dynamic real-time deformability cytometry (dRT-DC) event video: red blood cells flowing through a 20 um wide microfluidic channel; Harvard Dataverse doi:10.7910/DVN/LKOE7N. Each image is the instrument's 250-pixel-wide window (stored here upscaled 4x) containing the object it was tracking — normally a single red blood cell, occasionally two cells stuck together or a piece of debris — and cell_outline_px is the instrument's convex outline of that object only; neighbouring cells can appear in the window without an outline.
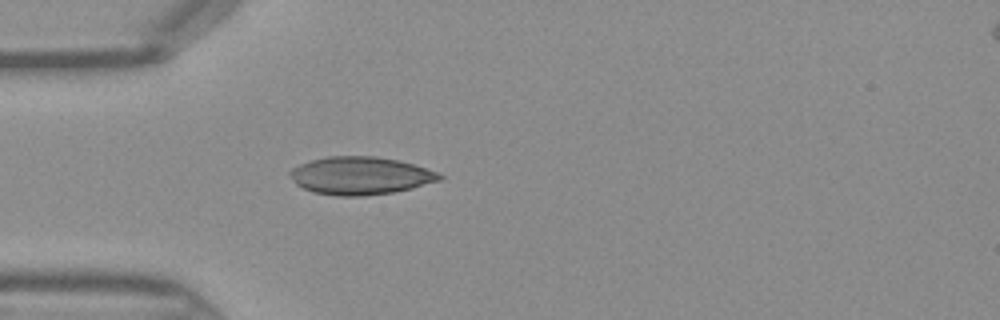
{"species": "Egyptian fruit bat (a non-hibernating species)", "species_latin": "Rousettus aegyptiacus", "temperature_condition": "warm", "stored_images_in_passage": 33, "camera_frame_rate_fps": 3000, "um_per_image_px": 0.085, "frame": {"image": 1, "passage_image": 1, "time_ms": 0.0, "image_size_px": [1000, 320], "cell_outline_px": [[444, 176], [440, 180], [412, 188], [392, 192], [360, 196], [340, 196], [312, 192], [296, 184], [288, 176], [288, 172], [292, 168], [300, 164], [312, 160], [328, 156], [376, 156], [396, 160], [412, 164], [436, 172]], "centroid_in_image_um": [30.58, 14.93], "position_along_channel_um": 54.4, "area_um2": 32.71}}
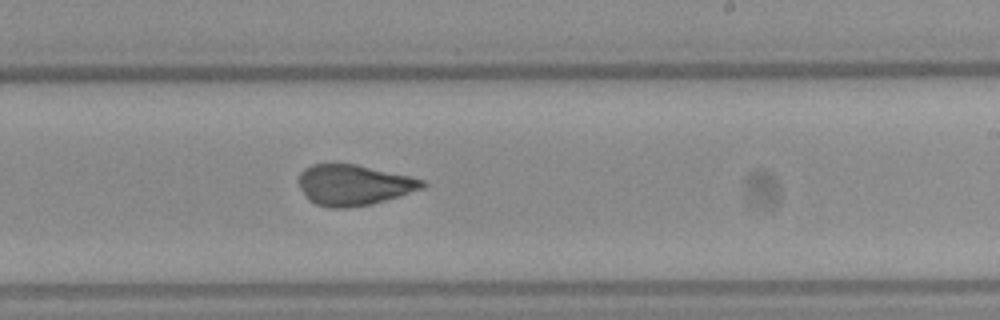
{"frame": {"image": 2, "passage_image": 15, "time_ms": 4.667, "image_size_px": [1000, 320], "cell_outline_px": [[428, 184], [424, 188], [384, 200], [368, 204], [344, 208], [332, 208], [316, 204], [308, 200], [300, 188], [296, 180], [300, 172], [304, 168], [312, 164], [356, 164], [408, 176], [424, 180]], "centroid_in_image_um": [30.01, 15.71], "position_along_channel_um": 259.0, "area_um2": 29.13}}
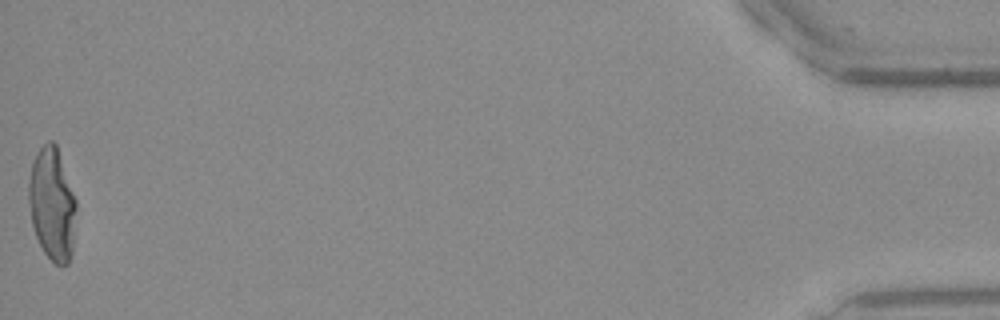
{"frame": {"image": 3, "passage_image": 33, "time_ms": 10.667, "image_size_px": [1000, 320], "cell_outline_px": [[76, 208], [72, 252], [68, 264], [56, 264], [44, 252], [36, 236], [32, 224], [28, 200], [28, 184], [32, 160], [40, 148], [48, 140], [52, 140], [56, 144], [76, 200]], "centroid_in_image_um": [4.42, 17.33], "position_along_channel_um": 430.8, "area_um2": 31.04}}